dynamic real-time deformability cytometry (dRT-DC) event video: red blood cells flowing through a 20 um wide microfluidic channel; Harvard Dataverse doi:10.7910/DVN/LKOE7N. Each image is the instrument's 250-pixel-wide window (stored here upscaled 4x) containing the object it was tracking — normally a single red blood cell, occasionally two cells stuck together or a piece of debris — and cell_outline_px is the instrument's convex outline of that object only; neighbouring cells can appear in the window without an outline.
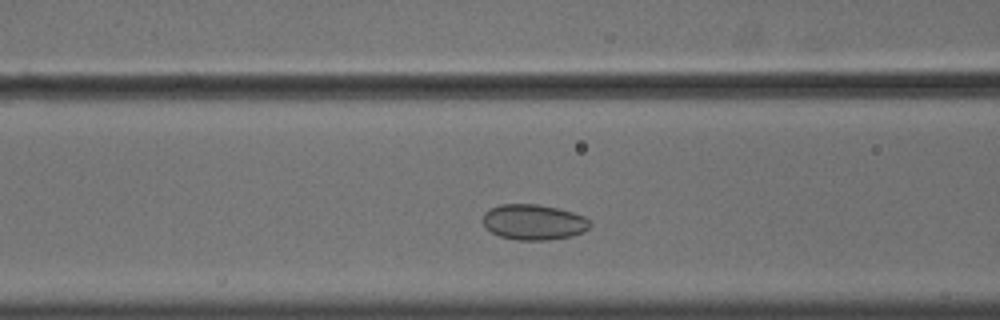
{"species": "common noctule bat (a hibernating species)", "species_latin": "Nyctalus noctula", "temperature_condition": "cold", "stored_images_in_passage": 31, "camera_frame_rate_fps": 3000, "um_per_image_px": 0.085, "animal": {"sex": "male", "body_mass_g": 18.8}, "frame": {"image": 1, "passage_image": 6, "time_ms": 1.667, "image_size_px": [1000, 320], "cell_outline_px": [[592, 224], [584, 232], [572, 236], [548, 240], [516, 240], [500, 236], [492, 232], [484, 224], [484, 212], [488, 208], [500, 204], [536, 204], [556, 208], [572, 212], [584, 216], [592, 220]], "centroid_in_image_um": [45.39, 18.88], "position_along_channel_um": 121.2, "area_um2": 22.25}}
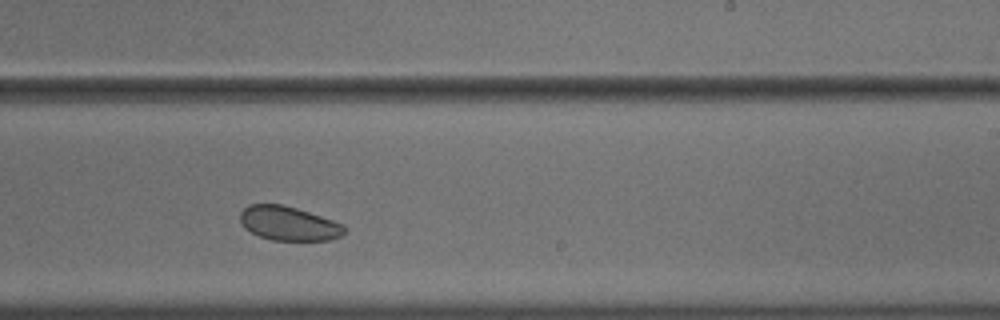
{"frame": {"image": 2, "passage_image": 18, "time_ms": 5.667, "image_size_px": [1000, 320], "cell_outline_px": [[348, 228], [340, 236], [328, 240], [272, 240], [260, 236], [244, 228], [240, 220], [240, 212], [248, 204], [284, 204], [344, 224]], "centroid_in_image_um": [24.53, 18.98], "position_along_channel_um": 264.5, "area_um2": 20.69}}
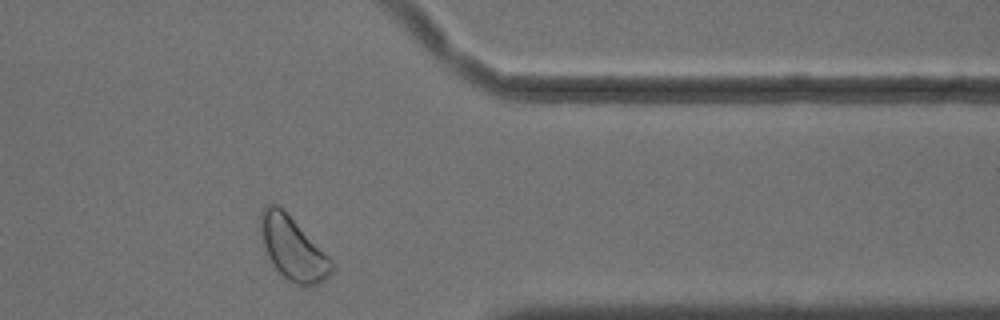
{"frame": {"image": 3, "passage_image": 29, "time_ms": 9.333, "image_size_px": [1000, 320], "cell_outline_px": [[332, 272], [324, 280], [316, 284], [304, 288], [288, 280], [272, 264], [268, 256], [260, 232], [260, 216], [264, 208], [268, 204], [276, 204], [332, 260]], "centroid_in_image_um": [24.88, 21.17], "position_along_channel_um": 386.5, "area_um2": 25.2}, "authors_computed_cell_mechanics": {"area_um2": 21.8484, "velocity_mm_per_s": 3.5846, "shape_relaxation_time_tau1_ms": null, "shape_relaxation_time_tau2_ms": 4.7983, "deformation_change_tau1": null, "deformation_change_tau2": 0.0579}}